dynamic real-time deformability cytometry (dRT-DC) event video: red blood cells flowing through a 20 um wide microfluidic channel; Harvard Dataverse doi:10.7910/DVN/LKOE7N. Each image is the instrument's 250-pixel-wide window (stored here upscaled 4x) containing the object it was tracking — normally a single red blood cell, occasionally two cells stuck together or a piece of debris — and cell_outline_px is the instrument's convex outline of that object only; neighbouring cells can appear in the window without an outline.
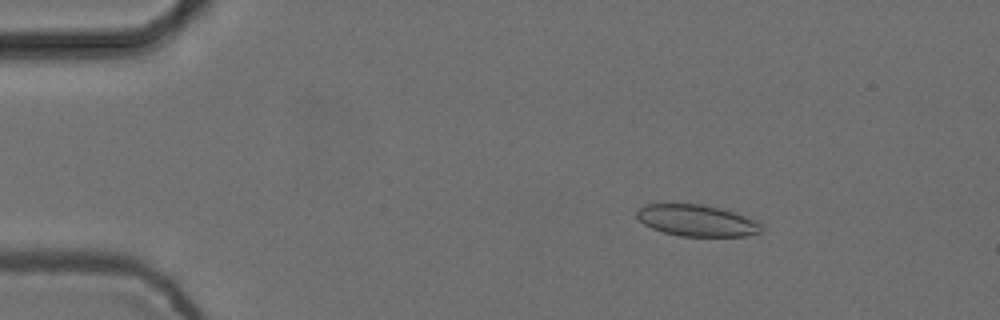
{"species": "common noctule bat (a hibernating species)", "species_latin": "Nyctalus noctula", "temperature_condition": "cold", "stored_images_in_passage": 5, "camera_frame_rate_fps": 3000, "um_per_image_px": 0.085, "animal": {"sex": "female", "body_mass_g": 24.6, "forearm_length_mm": 56.2}, "frame": {"image": 1, "passage_image": 3, "time_ms": 0.667, "image_size_px": [1000, 320], "cell_outline_px": [[760, 232], [744, 236], [680, 236], [664, 232], [652, 228], [644, 224], [636, 216], [636, 212], [640, 208], [648, 204], [704, 204], [752, 216], [760, 220]], "centroid_in_image_um": [59.29, 18.73], "position_along_channel_um": 25.7, "area_um2": 23.0}}